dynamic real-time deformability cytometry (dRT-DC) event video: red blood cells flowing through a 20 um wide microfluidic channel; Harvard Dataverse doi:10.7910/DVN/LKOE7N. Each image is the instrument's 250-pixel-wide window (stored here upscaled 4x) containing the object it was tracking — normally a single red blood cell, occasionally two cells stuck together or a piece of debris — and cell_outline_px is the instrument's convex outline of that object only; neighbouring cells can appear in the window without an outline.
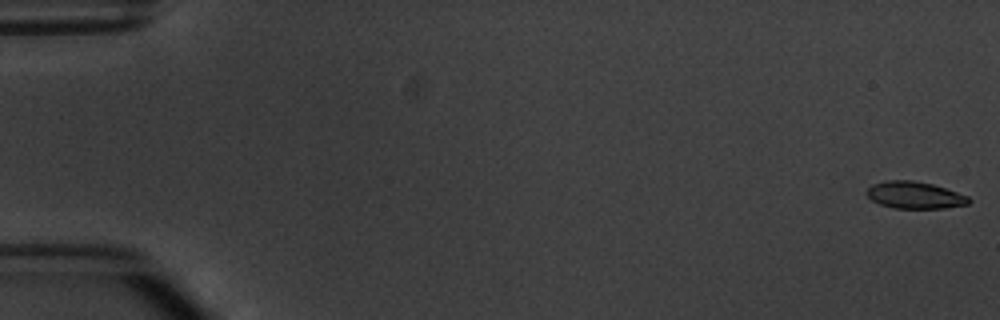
{"species": "common noctule bat (a hibernating species)", "species_latin": "Nyctalus noctula", "temperature_condition": "warm", "stored_images_in_passage": 8, "camera_frame_rate_fps": 3000, "um_per_image_px": 0.085, "animal": {"sex": "male", "body_mass_g": 20.1, "forearm_length_mm": 53.5}, "frame": {"image": 1, "passage_image": 1, "time_ms": 0.0, "image_size_px": [1000, 320], "cell_outline_px": [[972, 200], [968, 204], [944, 208], [892, 208], [880, 204], [872, 200], [864, 192], [872, 184], [884, 180], [912, 180], [932, 184], [968, 196]], "centroid_in_image_um": [77.72, 16.58], "position_along_channel_um": 7.3, "area_um2": 16.07}}
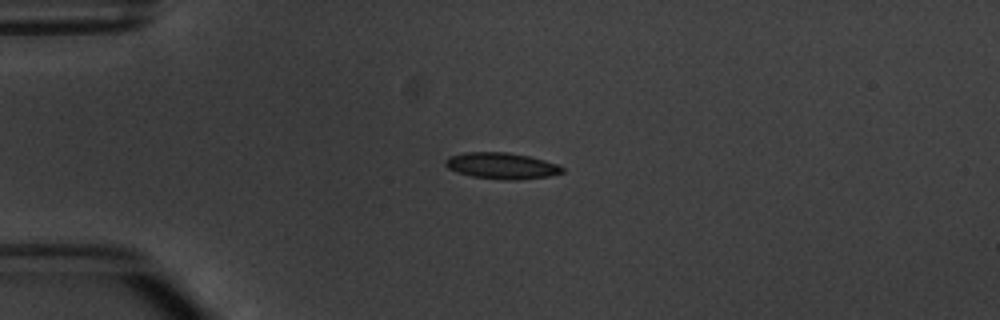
{"frame": {"image": 2, "passage_image": 4, "time_ms": 4.333, "image_size_px": [1000, 320], "cell_outline_px": [[564, 172], [548, 176], [516, 180], [504, 180], [472, 176], [456, 172], [448, 168], [444, 164], [444, 160], [448, 156], [464, 152], [508, 152], [528, 156], [544, 160], [556, 164], [564, 168]], "centroid_in_image_um": [42.59, 14.08], "position_along_channel_um": 42.4, "area_um2": 17.92}}